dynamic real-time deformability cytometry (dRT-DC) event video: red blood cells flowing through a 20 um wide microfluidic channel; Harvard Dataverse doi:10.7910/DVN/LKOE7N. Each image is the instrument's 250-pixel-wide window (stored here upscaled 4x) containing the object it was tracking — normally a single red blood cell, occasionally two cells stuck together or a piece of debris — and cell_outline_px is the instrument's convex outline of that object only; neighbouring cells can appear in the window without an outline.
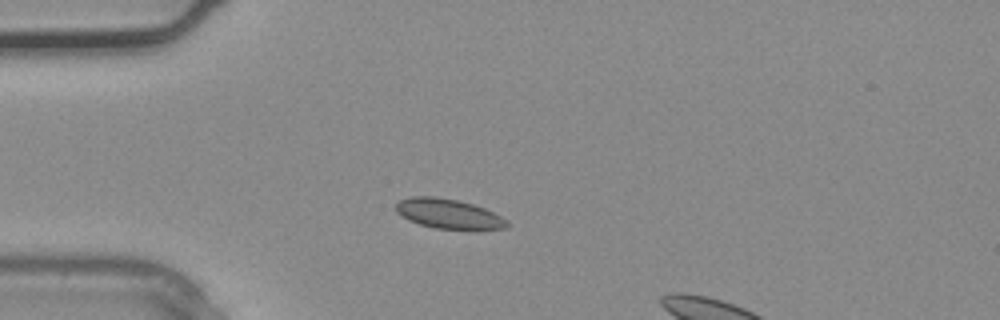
{"species": "common noctule bat (a hibernating species)", "species_latin": "Nyctalus noctula", "temperature_condition": "warm", "stored_images_in_passage": 3, "segment_of_instrument_passage": [1, 2], "camera_frame_rate_fps": 3000, "um_per_image_px": 0.085, "animal": {"sex": "male", "body_mass_g": 20.4}, "frame": {"image": 1, "passage_image": 2, "time_ms": 0.333, "image_size_px": [1000, 320], "cell_outline_px": [[508, 228], [476, 232], [436, 228], [420, 224], [408, 220], [396, 212], [396, 204], [400, 200], [412, 196], [436, 196], [456, 200], [472, 204], [484, 208], [508, 220]], "centroid_in_image_um": [38.19, 18.22], "position_along_channel_um": 46.8, "area_um2": 19.83}}